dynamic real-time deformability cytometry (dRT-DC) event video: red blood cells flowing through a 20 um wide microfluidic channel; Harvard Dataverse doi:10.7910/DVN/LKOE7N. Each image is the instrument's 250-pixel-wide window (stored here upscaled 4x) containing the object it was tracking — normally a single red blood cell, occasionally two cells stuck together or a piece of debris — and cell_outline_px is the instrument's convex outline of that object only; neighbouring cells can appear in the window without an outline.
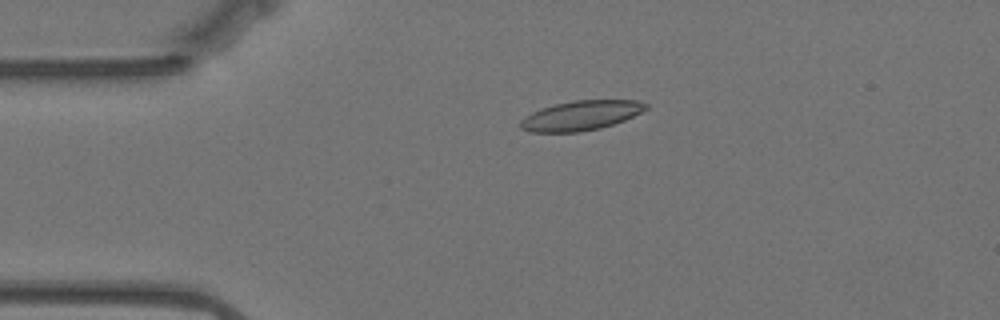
{"species": "Egyptian fruit bat (a non-hibernating species)", "species_latin": "Rousettus aegyptiacus", "temperature_condition": "warm", "stored_images_in_passage": 47, "camera_frame_rate_fps": 3000, "um_per_image_px": 0.085, "animal": {"sex": "female"}, "frame": {"image": 1, "passage_image": 1, "time_ms": 0.0, "image_size_px": [1000, 320], "cell_outline_px": [[648, 108], [624, 120], [600, 128], [580, 132], [528, 132], [520, 128], [520, 120], [524, 116], [540, 108], [552, 104], [572, 100], [636, 100], [648, 104]], "centroid_in_image_um": [49.32, 9.81], "position_along_channel_um": 35.7, "area_um2": 21.79}}
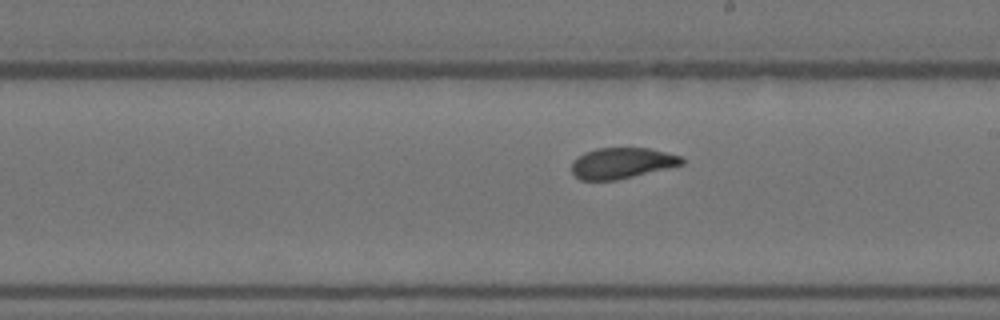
{"frame": {"image": 2, "passage_image": 21, "time_ms": 6.667, "image_size_px": [1000, 320], "cell_outline_px": [[684, 164], [616, 180], [580, 180], [572, 172], [572, 160], [584, 152], [596, 148], [648, 148], [680, 156], [684, 160]], "centroid_in_image_um": [52.82, 13.86], "position_along_channel_um": 236.2, "area_um2": 19.65}}
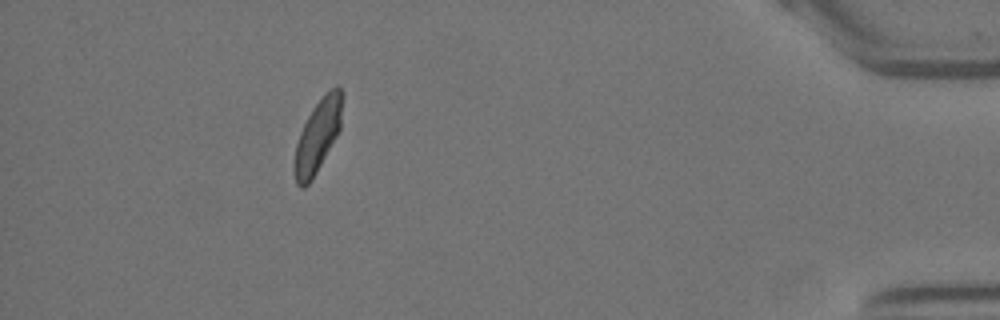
{"frame": {"image": 3, "passage_image": 41, "time_ms": 13.333, "image_size_px": [1000, 320], "cell_outline_px": [[344, 96], [340, 128], [336, 136], [312, 180], [304, 188], [300, 188], [296, 184], [292, 172], [292, 164], [296, 144], [300, 132], [312, 108], [336, 84], [340, 88]], "centroid_in_image_um": [26.98, 11.59], "position_along_channel_um": 408.2, "area_um2": 20.4}, "authors_computed_cell_mechanics": {"area_um2": 20.4034, "velocity_mm_per_s": 3.4764, "shape_relaxation_time_tau1_ms": 4.795, "shape_relaxation_time_tau2_ms": 1.2956, "deformation_change_tau1": 0.1228, "deformation_change_tau2": 0.0758}}